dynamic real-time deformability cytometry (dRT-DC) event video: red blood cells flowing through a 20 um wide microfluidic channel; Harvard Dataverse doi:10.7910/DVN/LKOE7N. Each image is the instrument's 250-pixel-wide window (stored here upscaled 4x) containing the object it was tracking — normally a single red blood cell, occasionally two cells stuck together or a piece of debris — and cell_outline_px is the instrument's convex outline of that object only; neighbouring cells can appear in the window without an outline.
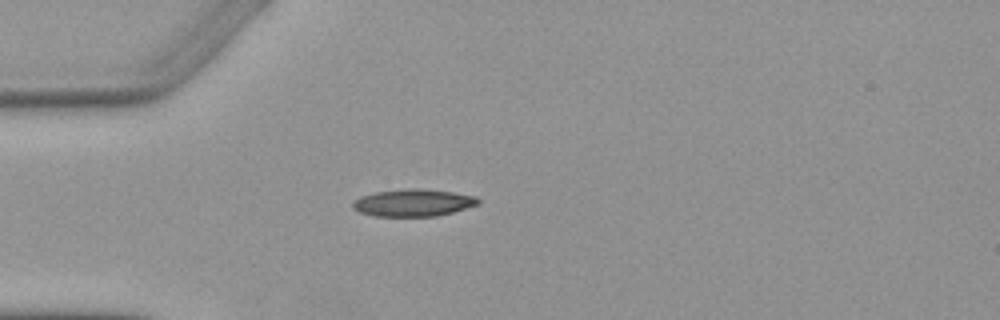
{"species": "Egyptian fruit bat (a non-hibernating species)", "species_latin": "Rousettus aegyptiacus", "temperature_condition": "warm", "stored_images_in_passage": 2, "camera_frame_rate_fps": 3000, "um_per_image_px": 0.085, "animal": {"sex": "female"}, "frame": {"image": 1, "passage_image": 1, "time_ms": 0.0, "image_size_px": [1000, 320], "cell_outline_px": [[480, 204], [452, 212], [436, 216], [376, 216], [360, 212], [352, 208], [352, 200], [360, 196], [376, 192], [408, 188], [420, 188], [452, 192], [476, 196], [480, 200]], "centroid_in_image_um": [35.11, 17.23], "position_along_channel_um": 49.9, "area_um2": 19.94}}